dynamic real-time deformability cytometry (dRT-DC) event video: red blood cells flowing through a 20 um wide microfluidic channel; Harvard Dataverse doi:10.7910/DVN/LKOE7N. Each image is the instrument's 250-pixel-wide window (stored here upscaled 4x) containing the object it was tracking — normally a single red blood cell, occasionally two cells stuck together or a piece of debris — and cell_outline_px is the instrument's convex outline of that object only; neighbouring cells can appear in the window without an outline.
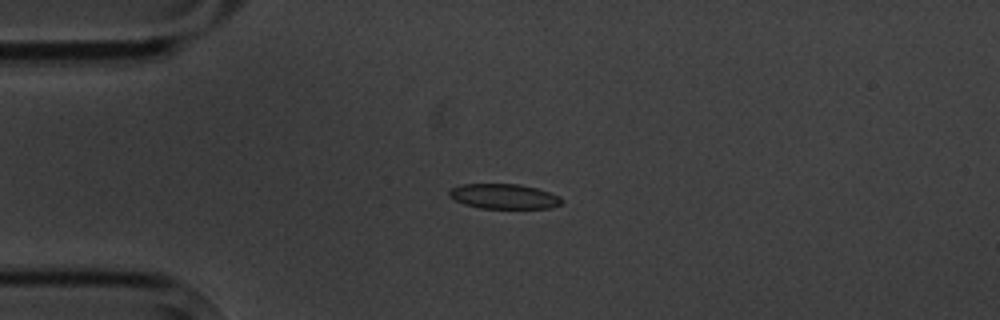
{"species": "common noctule bat (a hibernating species)", "species_latin": "Nyctalus noctula", "temperature_condition": "cold", "stored_images_in_passage": 3, "camera_frame_rate_fps": 3000, "um_per_image_px": 0.085, "animal": {"sex": "male", "body_mass_g": 20.1, "forearm_length_mm": 53.5}, "frame": {"image": 1, "passage_image": 2, "time_ms": 2.0, "image_size_px": [1000, 320], "cell_outline_px": [[564, 200], [560, 204], [552, 208], [480, 208], [464, 204], [448, 196], [448, 192], [452, 188], [464, 184], [520, 184], [536, 188], [560, 196]], "centroid_in_image_um": [42.85, 16.69], "position_along_channel_um": 42.2, "area_um2": 16.3}}